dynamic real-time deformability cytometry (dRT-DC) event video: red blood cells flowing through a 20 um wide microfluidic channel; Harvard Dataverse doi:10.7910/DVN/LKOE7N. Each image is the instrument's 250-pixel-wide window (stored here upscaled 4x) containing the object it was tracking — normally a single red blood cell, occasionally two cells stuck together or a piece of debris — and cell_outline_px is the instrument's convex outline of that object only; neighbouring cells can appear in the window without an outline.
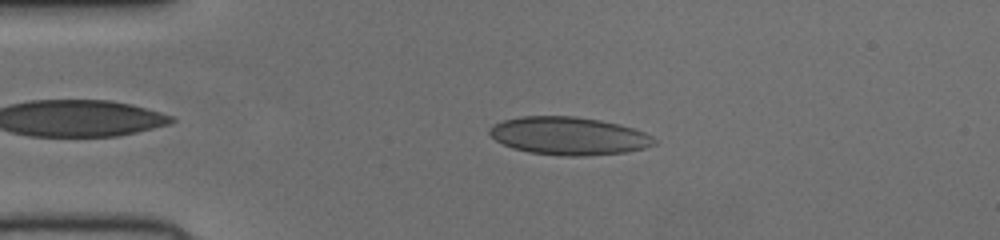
{"species": "human", "species_latin": "Homo sapiens", "temperature_condition": "cold", "stored_images_in_passage": 47, "camera_frame_rate_fps": 3000, "um_per_image_px": 0.085, "donor": {"sex": "female"}, "frame": {"image": 1, "passage_image": 7, "time_ms": 2.0, "image_size_px": [1000, 240], "cell_outline_px": [[656, 144], [644, 148], [624, 152], [580, 156], [564, 156], [528, 152], [512, 148], [496, 140], [488, 132], [488, 128], [492, 124], [504, 120], [520, 116], [576, 116], [600, 120], [620, 124], [644, 132], [652, 136], [656, 140]], "centroid_in_image_um": [48.32, 11.54], "position_along_channel_um": 36.7, "area_um2": 36.41}}
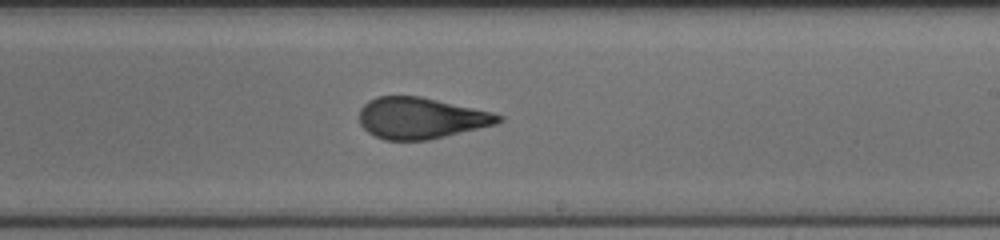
{"frame": {"image": 2, "passage_image": 26, "time_ms": 8.333, "image_size_px": [1000, 240], "cell_outline_px": [[504, 120], [496, 124], [428, 140], [384, 140], [368, 132], [360, 124], [360, 108], [368, 100], [376, 96], [420, 96], [492, 112], [504, 116]], "centroid_in_image_um": [35.77, 10.03], "position_along_channel_um": 253.2, "area_um2": 33.35}}
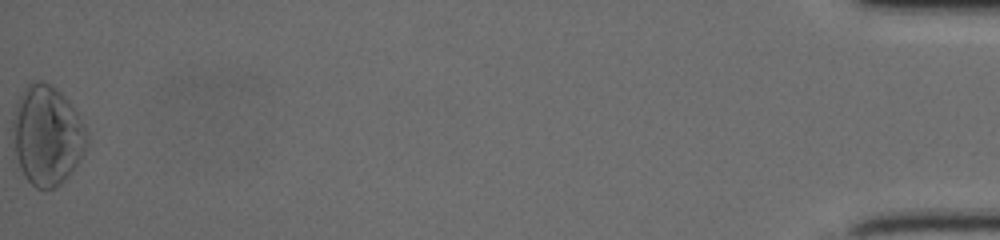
{"frame": {"image": 3, "passage_image": 47, "time_ms": 15.333, "image_size_px": [1000, 240], "cell_outline_px": [[84, 152], [68, 176], [60, 184], [52, 188], [36, 188], [24, 176], [20, 168], [16, 156], [12, 128], [12, 120], [16, 100], [24, 88], [32, 80], [40, 80], [56, 88], [68, 100], [84, 124]], "centroid_in_image_um": [3.94, 11.47], "position_along_channel_um": 431.3, "area_um2": 42.48}}